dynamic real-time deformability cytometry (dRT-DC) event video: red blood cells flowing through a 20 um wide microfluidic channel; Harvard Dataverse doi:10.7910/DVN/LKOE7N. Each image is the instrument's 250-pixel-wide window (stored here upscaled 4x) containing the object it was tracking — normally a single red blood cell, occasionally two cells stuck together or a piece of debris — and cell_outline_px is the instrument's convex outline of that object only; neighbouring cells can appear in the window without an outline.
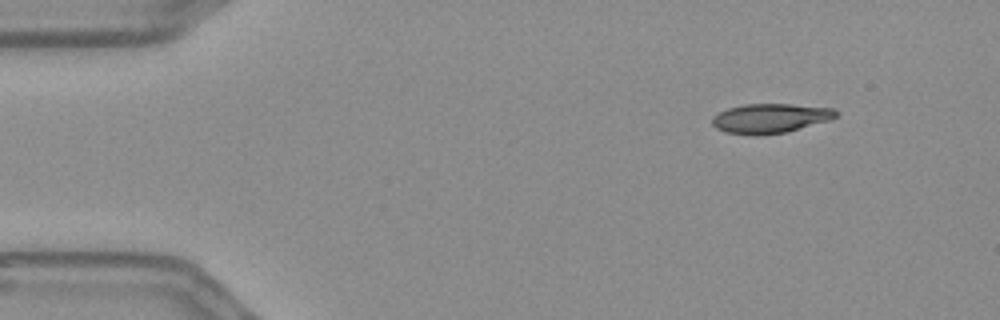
{"species": "Egyptian fruit bat (a non-hibernating species)", "species_latin": "Rousettus aegyptiacus", "temperature_condition": "warm", "stored_images_in_passage": 50, "camera_frame_rate_fps": 3000, "um_per_image_px": 0.085, "frame": {"image": 1, "passage_image": 1, "time_ms": 0.0, "image_size_px": [1000, 320], "cell_outline_px": [[840, 112], [836, 116], [828, 120], [784, 132], [756, 136], [752, 136], [724, 132], [716, 128], [712, 124], [712, 116], [728, 108], [744, 104], [792, 104], [832, 108]], "centroid_in_image_um": [65.42, 10.06], "position_along_channel_um": 19.6, "area_um2": 21.21}}
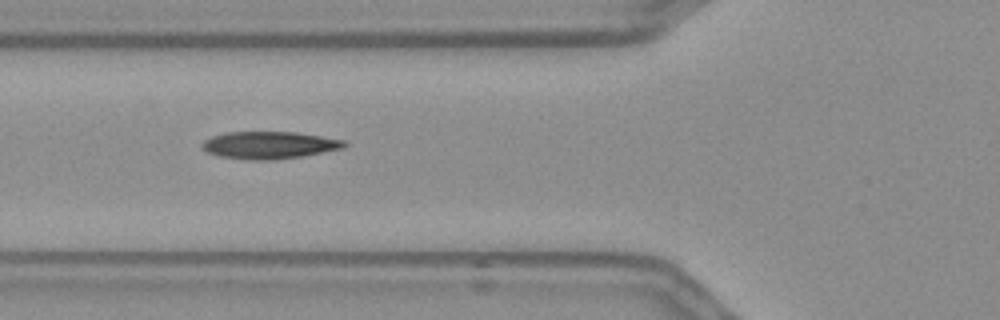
{"frame": {"image": 2, "passage_image": 15, "time_ms": 4.667, "image_size_px": [1000, 320], "cell_outline_px": [[348, 144], [344, 148], [300, 156], [272, 160], [248, 160], [220, 156], [208, 152], [200, 144], [204, 140], [212, 136], [224, 132], [296, 132], [344, 140]], "centroid_in_image_um": [22.87, 12.33], "position_along_channel_um": 102.9, "area_um2": 22.48}}
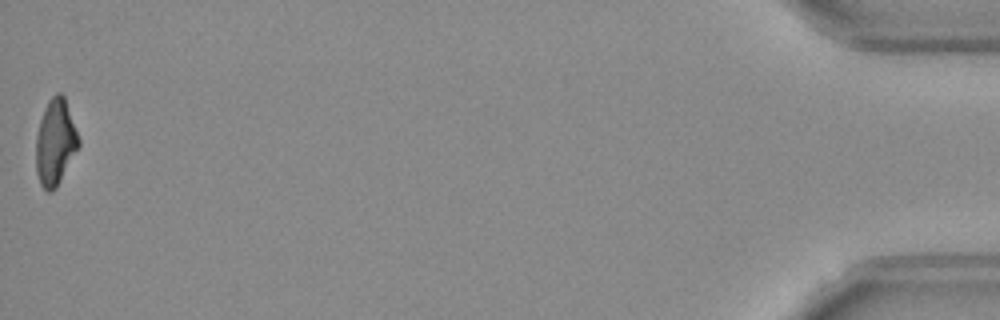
{"frame": {"image": 3, "passage_image": 50, "time_ms": 16.333, "image_size_px": [1000, 320], "cell_outline_px": [[80, 144], [56, 188], [52, 192], [48, 192], [40, 184], [36, 172], [36, 136], [40, 120], [44, 108], [48, 100], [56, 92], [60, 92], [64, 96], [80, 140]], "centroid_in_image_um": [4.69, 12.09], "position_along_channel_um": 430.5, "area_um2": 21.27}, "authors_computed_cell_mechanics": {"area_um2": 22.1374, "velocity_mm_per_s": 3.6568, "shape_relaxation_time_tau1_ms": 5.1163, "shape_relaxation_time_tau2_ms": 2.3775, "deformation_change_tau1": 0.193, "deformation_change_tau2": 0.11}}